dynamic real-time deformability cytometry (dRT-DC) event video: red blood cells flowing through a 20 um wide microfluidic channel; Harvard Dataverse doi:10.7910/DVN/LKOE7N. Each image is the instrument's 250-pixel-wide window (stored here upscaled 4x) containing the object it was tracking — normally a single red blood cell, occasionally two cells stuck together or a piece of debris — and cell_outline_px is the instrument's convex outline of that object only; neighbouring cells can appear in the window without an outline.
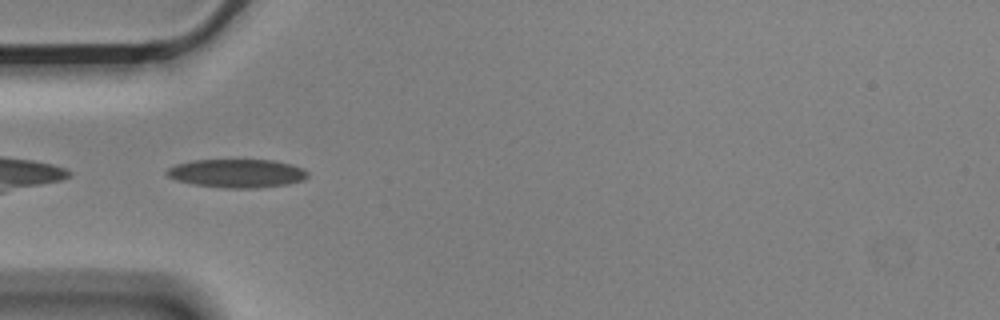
{"species": "Egyptian fruit bat (a non-hibernating species)", "species_latin": "Rousettus aegyptiacus", "temperature_condition": "cold", "stored_images_in_passage": 1, "camera_frame_rate_fps": 3000, "um_per_image_px": 0.085, "animal": {"sex": "male"}, "frame": {"image": 1, "passage_image": 1, "time_ms": 0.0, "image_size_px": [1000, 320], "cell_outline_px": [[308, 176], [304, 180], [288, 184], [256, 188], [228, 188], [192, 184], [176, 180], [168, 176], [164, 172], [168, 168], [176, 164], [192, 160], [272, 160], [292, 164], [304, 168], [308, 172]], "centroid_in_image_um": [20.15, 14.73], "position_along_channel_um": 64.8, "area_um2": 23.52}}